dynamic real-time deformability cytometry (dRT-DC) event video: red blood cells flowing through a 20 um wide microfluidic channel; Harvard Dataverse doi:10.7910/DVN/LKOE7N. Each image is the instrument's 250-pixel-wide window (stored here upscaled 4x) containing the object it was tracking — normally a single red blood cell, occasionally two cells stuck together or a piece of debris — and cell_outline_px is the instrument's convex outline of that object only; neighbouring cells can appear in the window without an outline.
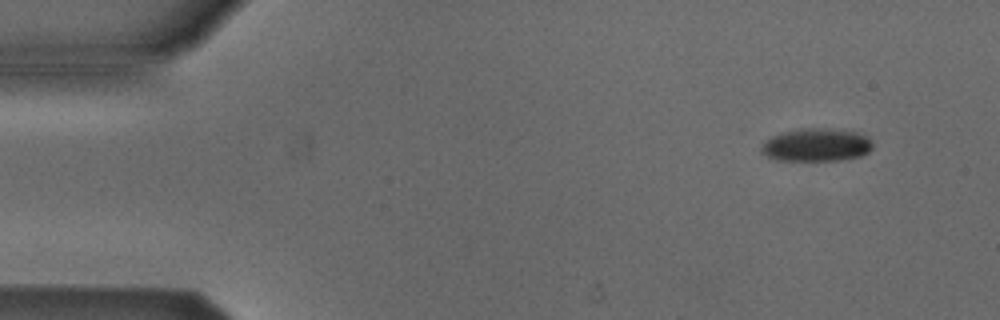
{"species": "Egyptian fruit bat (a non-hibernating species)", "species_latin": "Rousettus aegyptiacus", "temperature_condition": "cold", "stored_images_in_passage": 6, "segment_of_instrument_passage": [2, 2], "camera_frame_rate_fps": 3000, "um_per_image_px": 0.085, "animal": {"sex": "male"}, "frame": {"image": 1, "passage_image": 6, "time_ms": 6.0, "image_size_px": [1000, 320], "cell_outline_px": [[872, 148], [868, 152], [860, 156], [836, 160], [776, 160], [768, 156], [760, 148], [772, 136], [784, 132], [800, 128], [832, 128], [856, 132], [868, 136], [872, 140]], "centroid_in_image_um": [69.45, 12.3], "position_along_channel_um": 15.6, "area_um2": 21.21}}